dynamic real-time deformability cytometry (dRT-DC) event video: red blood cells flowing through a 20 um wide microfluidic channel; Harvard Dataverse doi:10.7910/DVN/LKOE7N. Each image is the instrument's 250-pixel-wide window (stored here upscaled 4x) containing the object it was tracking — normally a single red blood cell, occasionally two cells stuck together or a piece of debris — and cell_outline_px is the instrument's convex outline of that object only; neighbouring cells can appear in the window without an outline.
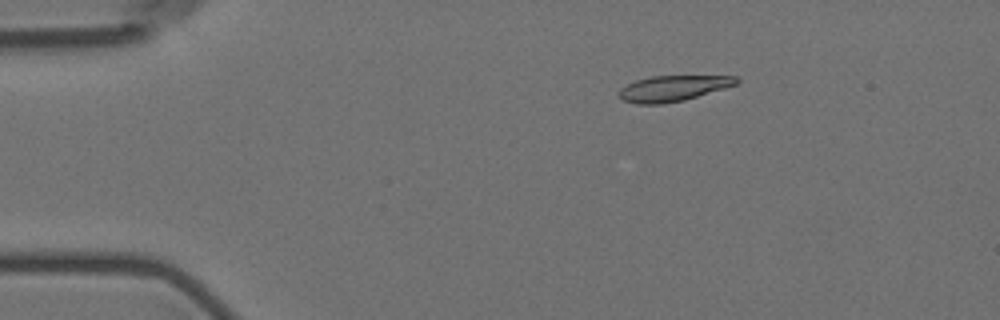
{"species": "Egyptian fruit bat (a non-hibernating species)", "species_latin": "Rousettus aegyptiacus", "temperature_condition": "room temperature", "stored_images_in_passage": 5, "camera_frame_rate_fps": 3000, "um_per_image_px": 0.085, "animal": {"sex": "female"}, "frame": {"image": 1, "passage_image": 3, "time_ms": 3.0, "image_size_px": [1000, 320], "cell_outline_px": [[740, 80], [736, 84], [724, 88], [684, 100], [664, 104], [636, 104], [624, 100], [620, 96], [620, 88], [636, 80], [652, 76], [736, 76]], "centroid_in_image_um": [57.2, 7.51], "position_along_channel_um": 27.8, "area_um2": 17.34}}